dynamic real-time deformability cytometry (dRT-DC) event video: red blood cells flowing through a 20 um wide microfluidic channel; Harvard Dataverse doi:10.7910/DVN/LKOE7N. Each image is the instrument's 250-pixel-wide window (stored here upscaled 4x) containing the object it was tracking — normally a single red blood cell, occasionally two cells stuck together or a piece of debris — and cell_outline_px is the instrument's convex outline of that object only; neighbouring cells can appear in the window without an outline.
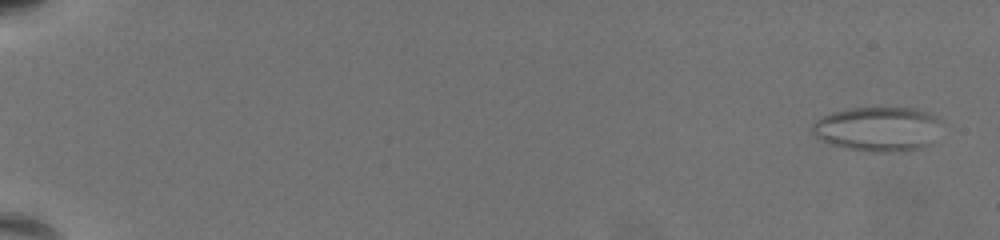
{"species": "common noctule bat (a hibernating species)", "species_latin": "Nyctalus noctula", "temperature_condition": "warm", "stored_images_in_passage": 15, "camera_frame_rate_fps": 3000, "um_per_image_px": 0.085, "animal": {"sex": "female", "body_mass_g": 19.5, "forearm_length_mm": 54.1}, "frame": {"image": 1, "passage_image": 3, "time_ms": 0.667, "image_size_px": [1000, 240], "cell_outline_px": [[944, 120], [932, 144], [924, 148], [892, 152], [876, 152], [848, 148], [832, 144], [820, 140], [812, 132], [812, 124], [820, 116], [832, 112], [848, 108], [880, 104], [916, 108], [940, 116]], "centroid_in_image_um": [74.69, 10.9], "position_along_channel_um": 10.3, "area_um2": 35.08}}